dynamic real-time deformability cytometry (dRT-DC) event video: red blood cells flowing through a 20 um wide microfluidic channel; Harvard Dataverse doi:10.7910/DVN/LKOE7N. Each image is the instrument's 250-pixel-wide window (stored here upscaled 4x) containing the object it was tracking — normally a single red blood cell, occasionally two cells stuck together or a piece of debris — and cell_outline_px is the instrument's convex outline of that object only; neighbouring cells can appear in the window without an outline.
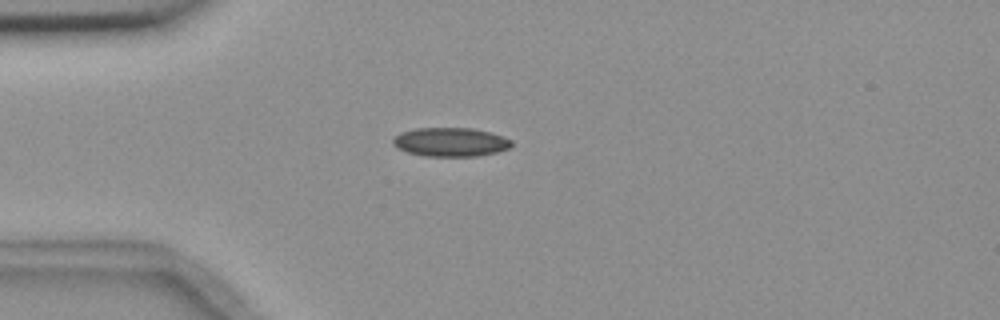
{"species": "common noctule bat (a hibernating species)", "species_latin": "Nyctalus noctula", "temperature_condition": "room temperature", "stored_images_in_passage": 4, "camera_frame_rate_fps": 3000, "um_per_image_px": 0.085, "animal": {"sex": "female", "body_mass_g": 18.4}, "frame": {"image": 1, "passage_image": 2, "time_ms": 1.333, "image_size_px": [1000, 320], "cell_outline_px": [[512, 144], [508, 148], [496, 152], [476, 156], [424, 156], [408, 152], [392, 144], [392, 140], [400, 132], [416, 128], [472, 128], [504, 136], [512, 140]], "centroid_in_image_um": [38.29, 12.07], "position_along_channel_um": 46.7, "area_um2": 19.83}}